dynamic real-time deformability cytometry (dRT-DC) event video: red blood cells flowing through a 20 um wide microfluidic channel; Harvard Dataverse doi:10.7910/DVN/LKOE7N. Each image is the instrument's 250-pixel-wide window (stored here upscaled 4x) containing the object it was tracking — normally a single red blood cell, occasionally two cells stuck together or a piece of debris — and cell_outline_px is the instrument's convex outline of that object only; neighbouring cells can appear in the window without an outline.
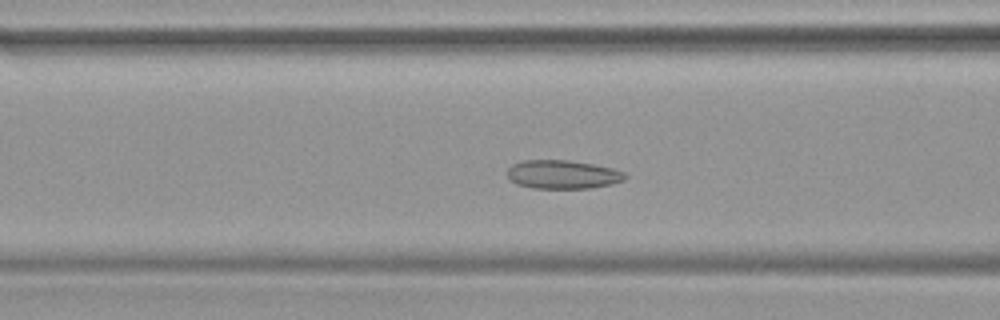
{"species": "common noctule bat (a hibernating species)", "species_latin": "Nyctalus noctula", "temperature_condition": "warm", "stored_images_in_passage": 46, "camera_frame_rate_fps": 3000, "um_per_image_px": 0.085, "animal": {"sex": "female", "body_mass_g": 19.9}, "frame": {"image": 1, "passage_image": 17, "time_ms": 5.333, "image_size_px": [1000, 320], "cell_outline_px": [[628, 176], [624, 180], [612, 184], [592, 188], [532, 188], [516, 184], [508, 176], [508, 168], [512, 164], [524, 160], [568, 160], [592, 164], [612, 168], [624, 172]], "centroid_in_image_um": [47.84, 14.83], "position_along_channel_um": 118.8, "area_um2": 19.65}}
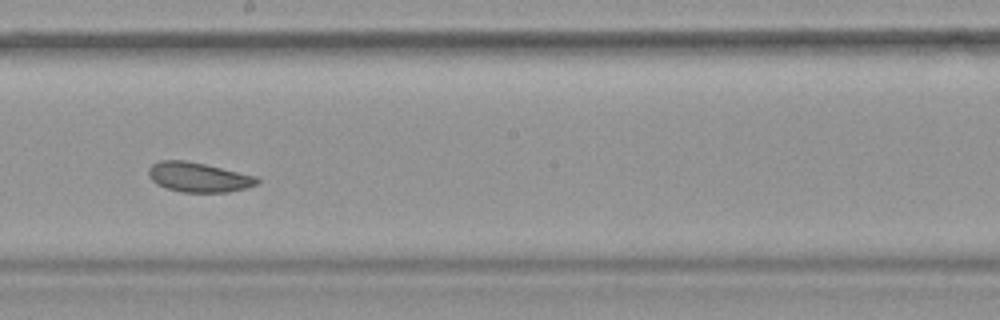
{"frame": {"image": 2, "passage_image": 25, "time_ms": 8.0, "image_size_px": [1000, 320], "cell_outline_px": [[260, 180], [256, 184], [248, 188], [228, 192], [180, 192], [156, 184], [148, 176], [148, 168], [152, 164], [160, 160], [184, 160], [204, 164], [256, 176]], "centroid_in_image_um": [16.85, 15.06], "position_along_channel_um": 231.3, "area_um2": 18.73}}
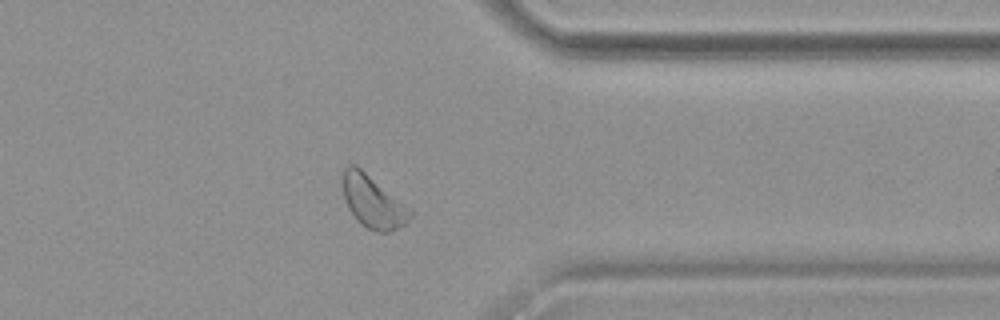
{"frame": {"image": 3, "passage_image": 36, "time_ms": 11.667, "image_size_px": [1000, 320], "cell_outline_px": [[412, 216], [404, 224], [388, 232], [376, 232], [360, 224], [356, 220], [348, 208], [344, 200], [340, 176], [344, 168], [348, 164], [356, 164], [412, 208]], "centroid_in_image_um": [31.66, 17.1], "position_along_channel_um": 379.7, "area_um2": 21.15}}